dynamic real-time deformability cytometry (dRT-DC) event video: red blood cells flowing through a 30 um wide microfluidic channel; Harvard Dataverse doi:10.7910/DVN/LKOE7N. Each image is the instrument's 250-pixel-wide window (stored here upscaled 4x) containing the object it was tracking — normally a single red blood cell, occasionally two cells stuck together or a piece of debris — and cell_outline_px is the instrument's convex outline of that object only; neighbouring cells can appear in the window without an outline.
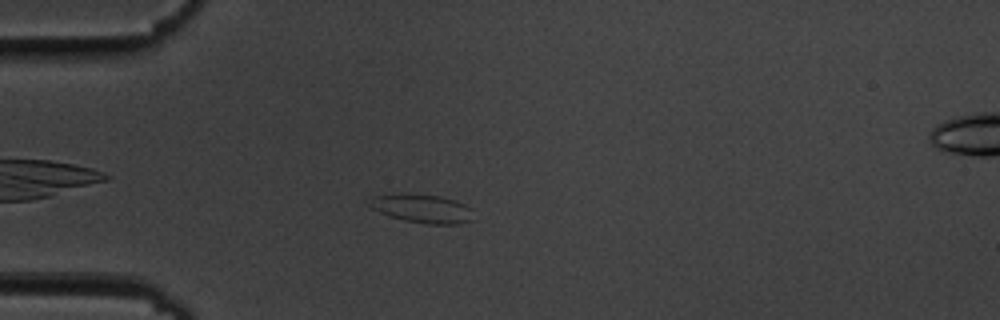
{"species": "common noctule bat (a hibernating species)", "species_latin": "Nyctalus noctula", "temperature_condition": "cold", "stored_images_in_passage": 50, "camera_frame_rate_fps": 3000, "um_per_image_px": 0.085, "animal": {"sex": "male", "body_mass_g": 19.5, "forearm_length_mm": 54.6}, "frame": {"image": 1, "passage_image": 9, "time_ms": 2.667, "image_size_px": [1000, 320], "cell_outline_px": [[476, 220], [456, 224], [428, 224], [404, 220], [388, 216], [372, 208], [368, 204], [368, 200], [372, 196], [440, 196], [456, 200], [464, 204], [468, 208]], "centroid_in_image_um": [35.94, 17.78], "position_along_channel_um": 49.1, "area_um2": 16.65}}
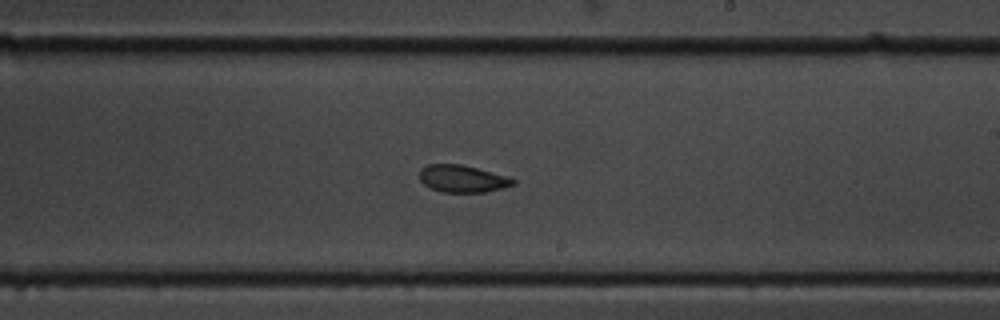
{"frame": {"image": 2, "passage_image": 27, "time_ms": 8.667, "image_size_px": [1000, 320], "cell_outline_px": [[516, 184], [504, 188], [484, 192], [440, 192], [428, 188], [420, 180], [420, 168], [428, 164], [460, 164], [508, 176], [516, 180]], "centroid_in_image_um": [39.3, 15.2], "position_along_channel_um": 249.7, "area_um2": 14.97}}
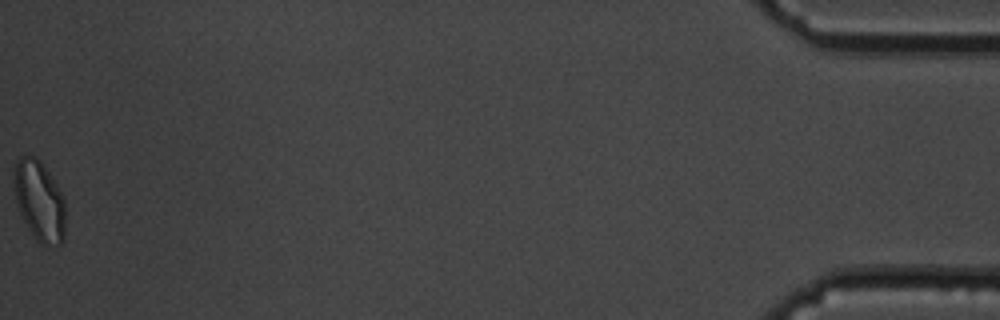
{"frame": {"image": 3, "passage_image": 50, "time_ms": 16.333, "image_size_px": [1000, 320], "cell_outline_px": [[64, 240], [60, 244], [40, 244], [36, 240], [28, 228], [20, 212], [16, 200], [12, 176], [16, 160], [20, 156], [36, 156], [40, 160], [64, 196]], "centroid_in_image_um": [3.33, 17.04], "position_along_channel_um": 431.9, "area_um2": 23.99}, "authors_computed_cell_mechanics": {"area_um2": 16.7331, "velocity_mm_per_s": 3.5994, "shape_relaxation_time_tau1_ms": 9.9953, "shape_relaxation_time_tau2_ms": 2.1476, "deformation_change_tau1": 0.1935, "deformation_change_tau2": 0.079}}